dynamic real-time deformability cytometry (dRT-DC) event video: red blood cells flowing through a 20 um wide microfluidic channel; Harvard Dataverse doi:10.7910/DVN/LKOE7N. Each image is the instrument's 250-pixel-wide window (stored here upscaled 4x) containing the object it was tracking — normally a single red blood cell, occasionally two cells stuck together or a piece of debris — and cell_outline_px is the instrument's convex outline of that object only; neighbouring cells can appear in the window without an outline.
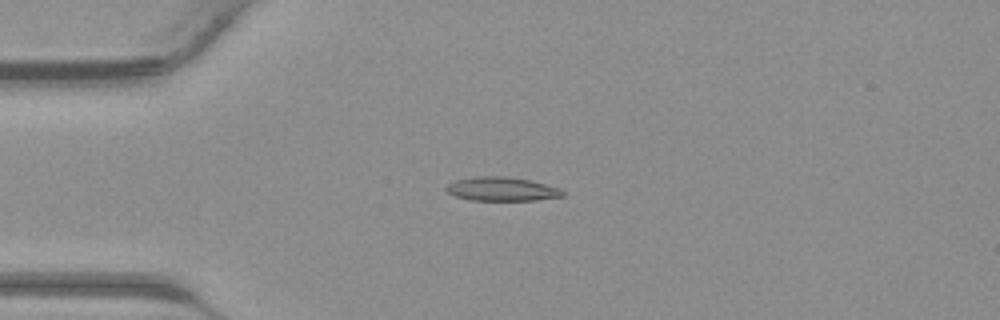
{"species": "common noctule bat (a hibernating species)", "species_latin": "Nyctalus noctula", "temperature_condition": "warm", "stored_images_in_passage": 35, "camera_frame_rate_fps": 3000, "um_per_image_px": 0.085, "animal": {"sex": "male", "body_mass_g": 23.1, "forearm_length_mm": 52.7}, "frame": {"image": 1, "passage_image": 4, "time_ms": 1.0, "image_size_px": [1000, 320], "cell_outline_px": [[568, 192], [564, 196], [536, 200], [468, 200], [456, 196], [448, 192], [444, 188], [448, 184], [456, 180], [476, 176], [508, 176], [532, 180], [560, 188]], "centroid_in_image_um": [42.7, 16.06], "position_along_channel_um": 42.3, "area_um2": 16.42}}
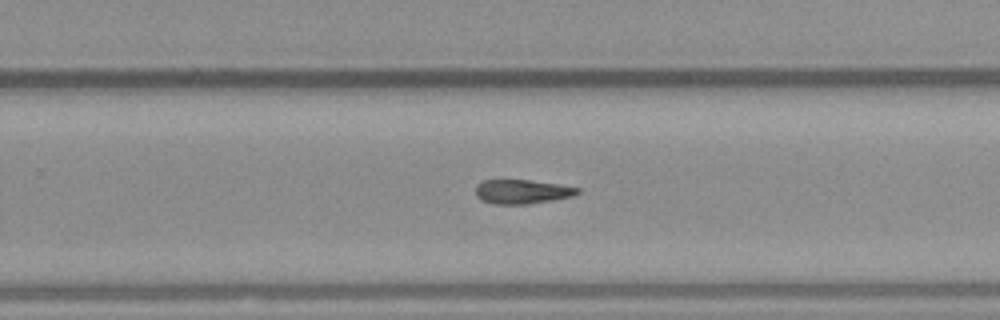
{"frame": {"image": 2, "passage_image": 20, "time_ms": 6.333, "image_size_px": [1000, 320], "cell_outline_px": [[580, 192], [576, 196], [556, 200], [528, 204], [492, 204], [480, 200], [476, 196], [476, 184], [484, 180], [528, 180], [560, 184], [580, 188]], "centroid_in_image_um": [44.41, 16.3], "position_along_channel_um": 285.4, "area_um2": 14.68}}
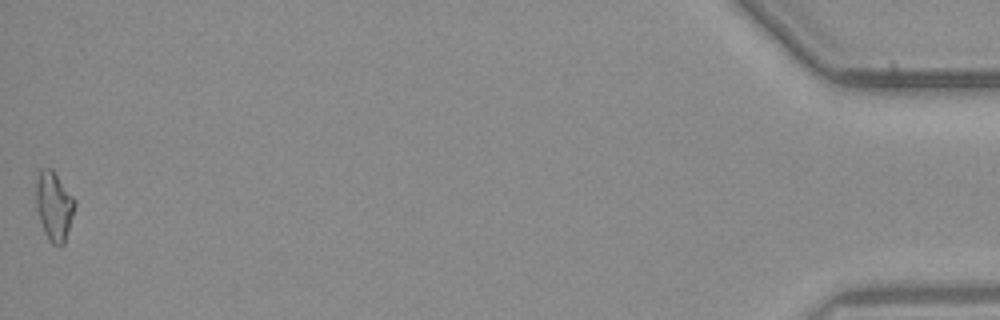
{"frame": {"image": 3, "passage_image": 35, "time_ms": 11.333, "image_size_px": [1000, 320], "cell_outline_px": [[76, 204], [64, 244], [60, 248], [52, 244], [48, 240], [44, 232], [36, 208], [36, 180], [40, 168], [52, 168], [76, 200]], "centroid_in_image_um": [4.59, 17.52], "position_along_channel_um": 430.6, "area_um2": 15.78}}